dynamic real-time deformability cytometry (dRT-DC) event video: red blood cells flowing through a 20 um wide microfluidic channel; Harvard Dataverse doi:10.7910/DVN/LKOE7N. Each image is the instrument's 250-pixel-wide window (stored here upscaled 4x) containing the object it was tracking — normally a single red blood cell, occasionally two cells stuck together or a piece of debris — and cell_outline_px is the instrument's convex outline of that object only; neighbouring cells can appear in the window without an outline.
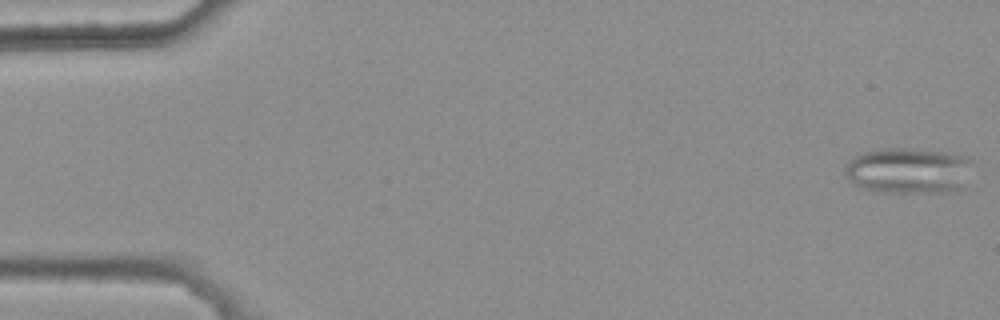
{"species": "common noctule bat (a hibernating species)", "species_latin": "Nyctalus noctula", "temperature_condition": "warm", "stored_images_in_passage": 47, "segment_of_instrument_passage": [1, 2], "camera_frame_rate_fps": 3000, "um_per_image_px": 0.085, "animal": {"sex": "female", "body_mass_g": 25.1}, "frame": {"image": 1, "passage_image": 1, "time_ms": 0.0, "image_size_px": [1000, 320], "cell_outline_px": [[972, 160], [956, 188], [940, 192], [888, 192], [864, 188], [852, 184], [844, 172], [848, 164], [856, 156], [864, 152], [884, 148], [908, 148], [944, 152], [968, 156]], "centroid_in_image_um": [77.12, 14.47], "position_along_channel_um": 7.9, "area_um2": 32.95}}